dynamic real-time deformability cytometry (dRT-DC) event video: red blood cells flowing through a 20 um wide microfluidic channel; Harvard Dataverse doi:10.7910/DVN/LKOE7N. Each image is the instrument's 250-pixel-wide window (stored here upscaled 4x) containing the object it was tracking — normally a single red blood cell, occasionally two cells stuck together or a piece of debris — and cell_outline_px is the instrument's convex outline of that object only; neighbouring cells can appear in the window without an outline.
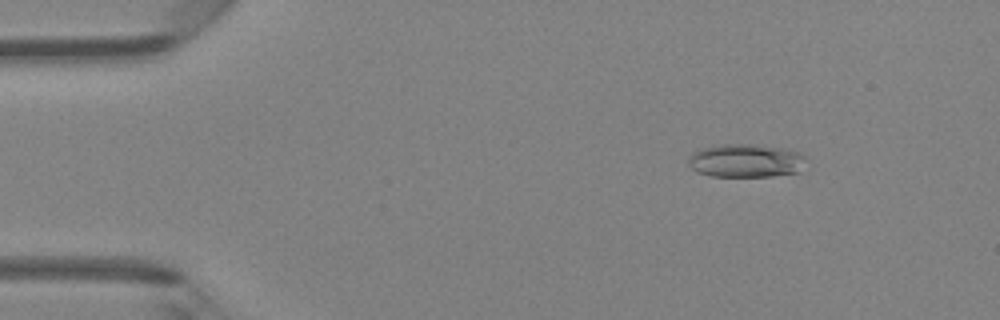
{"species": "Egyptian fruit bat (a non-hibernating species)", "species_latin": "Rousettus aegyptiacus", "temperature_condition": "room temperature", "stored_images_in_passage": 48, "camera_frame_rate_fps": 3000, "um_per_image_px": 0.085, "animal": {"sex": "female"}, "frame": {"image": 1, "passage_image": 7, "time_ms": 2.0, "image_size_px": [1000, 320], "cell_outline_px": [[808, 156], [800, 172], [772, 176], [712, 176], [696, 172], [688, 164], [688, 156], [704, 148], [720, 144], [748, 144], [784, 148], [800, 152]], "centroid_in_image_um": [63.44, 13.66], "position_along_channel_um": 21.6, "area_um2": 23.0}}
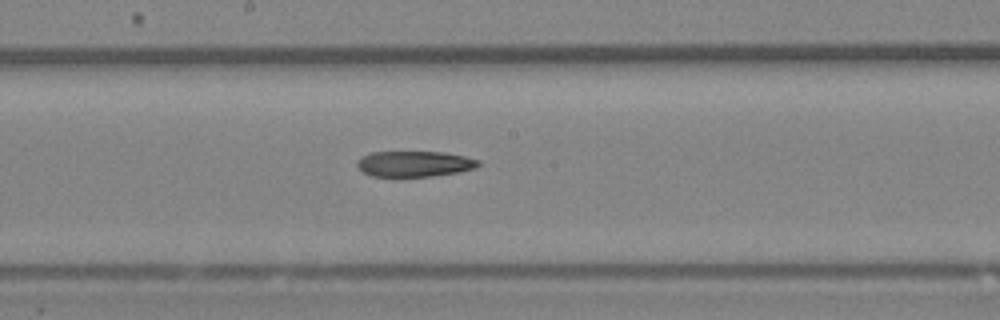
{"frame": {"image": 2, "passage_image": 26, "time_ms": 8.333, "image_size_px": [1000, 320], "cell_outline_px": [[480, 164], [476, 168], [456, 172], [432, 176], [372, 176], [364, 172], [356, 164], [360, 156], [372, 152], [444, 152], [464, 156], [480, 160]], "centroid_in_image_um": [35.23, 13.91], "position_along_channel_um": 213.0, "area_um2": 18.03}}
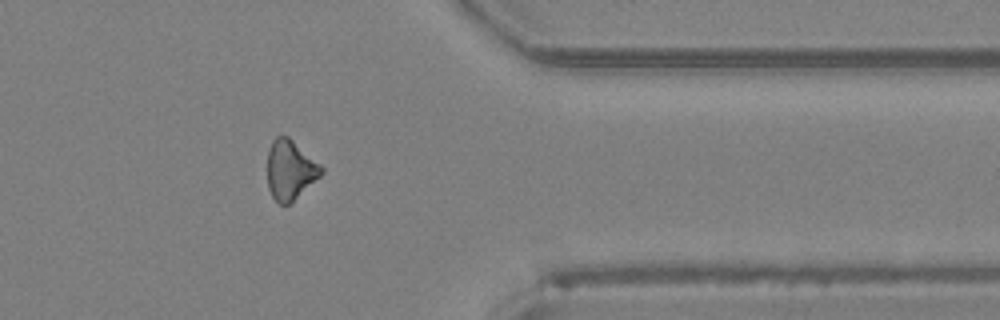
{"frame": {"image": 3, "passage_image": 39, "time_ms": 12.667, "image_size_px": [1000, 320], "cell_outline_px": [[324, 172], [320, 176], [288, 204], [280, 204], [272, 196], [268, 188], [268, 148], [272, 140], [276, 136], [288, 136], [320, 164], [324, 168]], "centroid_in_image_um": [24.65, 14.41], "position_along_channel_um": 386.7, "area_um2": 18.44}, "authors_computed_cell_mechanics": {"area_um2": 19.6809, "velocity_mm_per_s": 4.3183, "shape_relaxation_time_tau1_ms": 11.073, "shape_relaxation_time_tau2_ms": null, "deformation_change_tau1": 0.2073, "deformation_change_tau2": null}}